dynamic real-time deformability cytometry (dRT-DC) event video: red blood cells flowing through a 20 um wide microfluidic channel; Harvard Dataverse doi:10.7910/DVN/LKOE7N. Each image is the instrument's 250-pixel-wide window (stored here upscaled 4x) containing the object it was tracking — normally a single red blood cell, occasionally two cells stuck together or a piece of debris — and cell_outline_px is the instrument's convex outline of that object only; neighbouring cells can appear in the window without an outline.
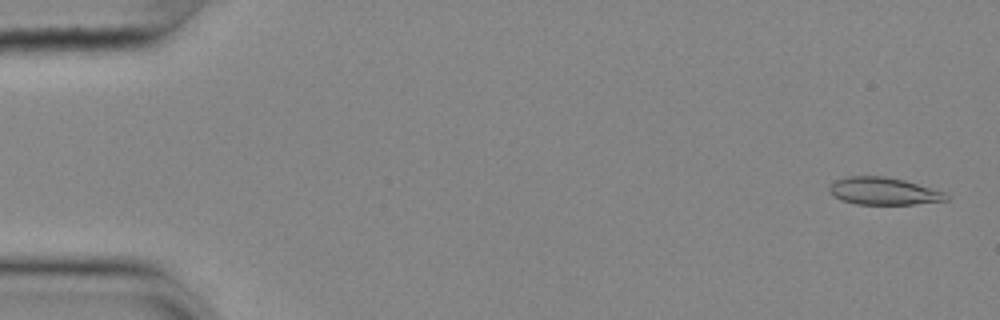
{"species": "common noctule bat (a hibernating species)", "species_latin": "Nyctalus noctula", "temperature_condition": "cold", "stored_images_in_passage": 55, "camera_frame_rate_fps": 3000, "um_per_image_px": 0.085, "animal": {"sex": "female", "body_mass_g": 25.1}, "frame": {"image": 1, "passage_image": 2, "time_ms": 0.333, "image_size_px": [1000, 320], "cell_outline_px": [[948, 200], [916, 204], [856, 204], [840, 200], [832, 196], [828, 192], [828, 188], [836, 180], [848, 176], [884, 176], [904, 180], [944, 192], [948, 196]], "centroid_in_image_um": [75.06, 16.25], "position_along_channel_um": 9.9, "area_um2": 18.61}}
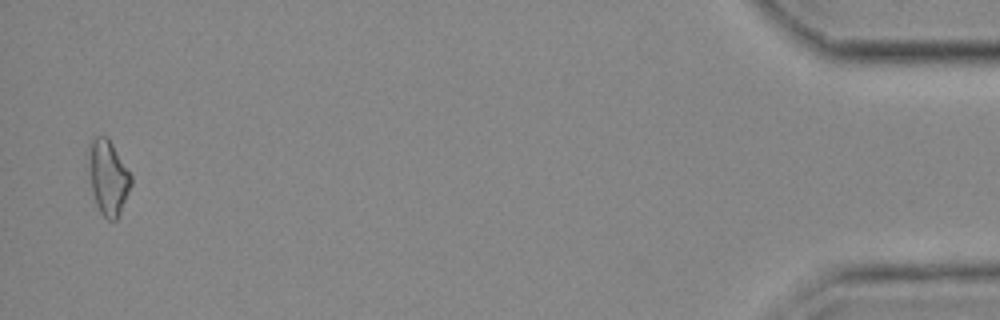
{"frame": {"image": 2, "passage_image": 54, "time_ms": 17.667, "image_size_px": [1000, 320], "cell_outline_px": [[132, 184], [120, 212], [116, 220], [108, 220], [100, 212], [96, 204], [92, 192], [92, 136], [104, 136], [112, 144], [132, 176]], "centroid_in_image_um": [9.26, 15.15], "position_along_channel_um": 425.9, "area_um2": 17.34}}